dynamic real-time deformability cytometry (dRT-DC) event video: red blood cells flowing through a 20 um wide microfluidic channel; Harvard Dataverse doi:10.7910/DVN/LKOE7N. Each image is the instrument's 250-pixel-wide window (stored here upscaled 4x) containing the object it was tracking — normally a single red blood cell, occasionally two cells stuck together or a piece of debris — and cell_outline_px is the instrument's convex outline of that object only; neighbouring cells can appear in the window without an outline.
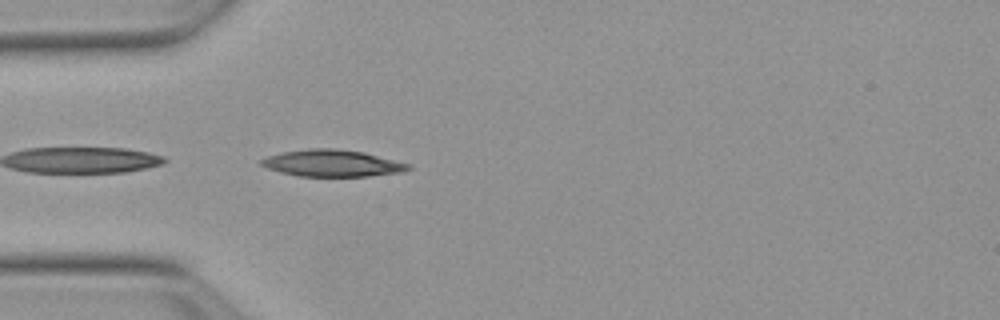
{"species": "Egyptian fruit bat (a non-hibernating species)", "species_latin": "Rousettus aegyptiacus", "temperature_condition": "warm", "stored_images_in_passage": 6, "camera_frame_rate_fps": 3000, "um_per_image_px": 0.085, "animal": {"sex": "female"}, "frame": {"image": 1, "passage_image": 1, "time_ms": 0.0, "image_size_px": [1000, 320], "cell_outline_px": [[412, 168], [404, 172], [368, 176], [296, 176], [280, 172], [268, 168], [260, 164], [260, 160], [268, 156], [284, 152], [308, 148], [332, 148], [364, 152], [412, 164]], "centroid_in_image_um": [28.29, 13.87], "position_along_channel_um": 56.7, "area_um2": 23.0}}